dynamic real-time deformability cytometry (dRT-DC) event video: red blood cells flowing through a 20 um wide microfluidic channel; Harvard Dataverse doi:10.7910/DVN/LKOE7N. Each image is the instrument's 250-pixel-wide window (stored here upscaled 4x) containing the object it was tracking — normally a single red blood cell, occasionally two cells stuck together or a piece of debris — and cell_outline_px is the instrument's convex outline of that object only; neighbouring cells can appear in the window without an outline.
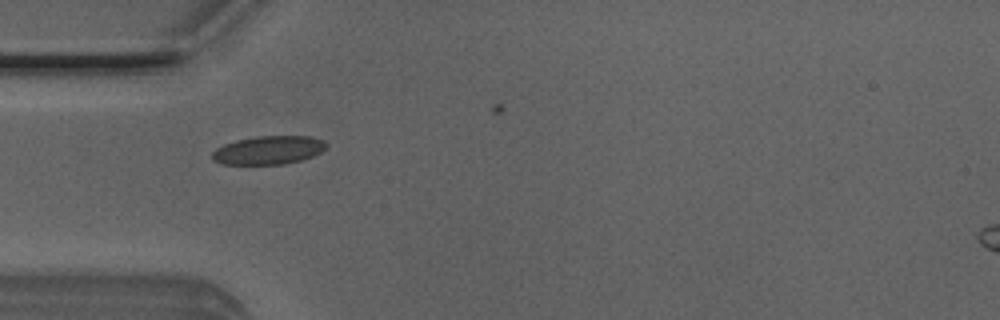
{"species": "Egyptian fruit bat (a non-hibernating species)", "species_latin": "Rousettus aegyptiacus", "temperature_condition": "room temperature", "stored_images_in_passage": 4, "camera_frame_rate_fps": 3000, "um_per_image_px": 0.085, "animal": {"sex": "male"}, "frame": {"image": 1, "passage_image": 3, "time_ms": 0.667, "image_size_px": [1000, 320], "cell_outline_px": [[328, 144], [320, 152], [312, 156], [300, 160], [284, 164], [220, 164], [212, 160], [212, 152], [216, 148], [224, 144], [236, 140], [256, 136], [312, 136], [324, 140]], "centroid_in_image_um": [22.8, 12.75], "position_along_channel_um": 62.2, "area_um2": 18.96}}